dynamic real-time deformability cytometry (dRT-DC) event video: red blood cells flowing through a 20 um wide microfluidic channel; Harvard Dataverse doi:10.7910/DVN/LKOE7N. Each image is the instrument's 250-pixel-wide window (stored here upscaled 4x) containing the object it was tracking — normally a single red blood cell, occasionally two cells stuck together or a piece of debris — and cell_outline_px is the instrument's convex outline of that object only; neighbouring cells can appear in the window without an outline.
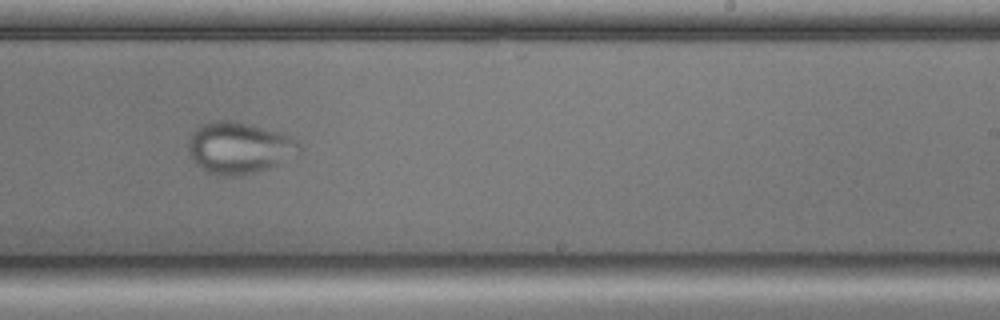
{"species": "common noctule bat (a hibernating species)", "species_latin": "Nyctalus noctula", "temperature_condition": "cold", "stored_images_in_passage": 33, "camera_frame_rate_fps": 3000, "um_per_image_px": 0.085, "animal": {"sex": "male", "body_mass_g": 17.9, "forearm_length_mm": 54.2}, "frame": {"image": 1, "passage_image": 33, "time_ms": 10.667, "image_size_px": [1000, 320], "cell_outline_px": [[300, 152], [268, 168], [256, 172], [240, 176], [220, 176], [208, 172], [196, 164], [192, 160], [188, 152], [188, 140], [192, 132], [200, 124], [216, 120], [228, 120], [252, 124], [280, 132], [292, 136], [300, 144]], "centroid_in_image_um": [20.29, 12.55], "position_along_channel_um": 268.7, "area_um2": 33.52}}